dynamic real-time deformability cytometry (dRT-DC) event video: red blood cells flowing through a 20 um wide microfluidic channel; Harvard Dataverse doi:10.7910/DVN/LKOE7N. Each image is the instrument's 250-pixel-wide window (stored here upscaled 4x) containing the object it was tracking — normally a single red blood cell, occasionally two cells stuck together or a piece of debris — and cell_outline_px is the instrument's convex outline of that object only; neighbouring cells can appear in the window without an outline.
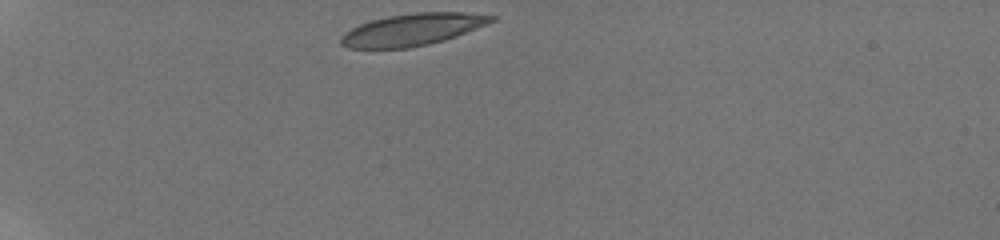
{"species": "human", "species_latin": "Homo sapiens", "temperature_condition": "room temperature", "stored_images_in_passage": 35, "camera_frame_rate_fps": 3000, "um_per_image_px": 0.085, "donor": {"sex": "male"}, "frame": {"image": 1, "passage_image": 1, "time_ms": 0.0, "image_size_px": [1000, 240], "cell_outline_px": [[496, 20], [456, 36], [444, 40], [428, 44], [408, 48], [348, 48], [340, 44], [340, 36], [344, 32], [360, 24], [372, 20], [388, 16], [416, 12], [464, 12], [496, 16]], "centroid_in_image_um": [35.03, 2.51], "position_along_channel_um": 50.0, "area_um2": 27.92}}
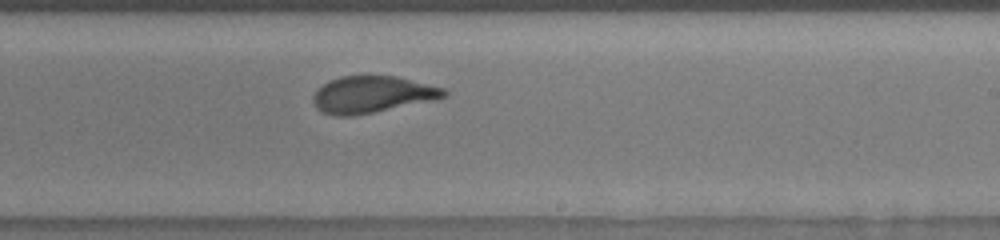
{"frame": {"image": 2, "passage_image": 21, "time_ms": 6.667, "image_size_px": [1000, 240], "cell_outline_px": [[448, 96], [436, 100], [352, 116], [336, 116], [324, 112], [316, 108], [312, 100], [312, 96], [328, 80], [340, 76], [368, 72], [396, 76], [444, 88], [448, 92]], "centroid_in_image_um": [31.64, 7.98], "position_along_channel_um": 257.4, "area_um2": 28.78}}
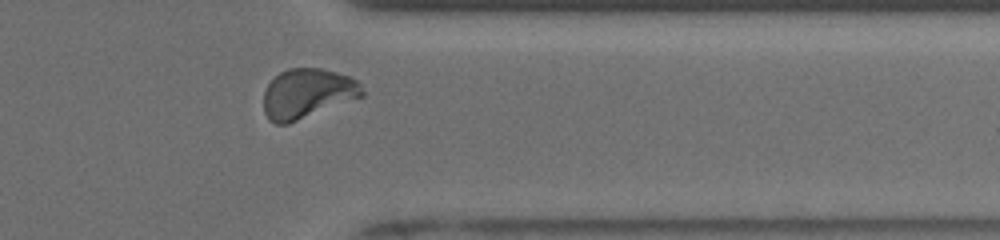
{"frame": {"image": 3, "passage_image": 31, "time_ms": 10.0, "image_size_px": [1000, 240], "cell_outline_px": [[364, 96], [288, 124], [276, 124], [268, 120], [264, 112], [264, 92], [268, 84], [280, 72], [288, 68], [320, 68], [336, 72], [348, 76], [356, 80], [360, 84], [364, 92]], "centroid_in_image_um": [26.12, 7.96], "position_along_channel_um": 385.3, "area_um2": 28.55}, "authors_computed_cell_mechanics": {"area_um2": 28.5532, "velocity_mm_per_s": 3.8466, "shape_relaxation_time_tau1_ms": 4.6227, "shape_relaxation_time_tau2_ms": null, "deformation_change_tau1": 0.2311, "deformation_change_tau2": null}}